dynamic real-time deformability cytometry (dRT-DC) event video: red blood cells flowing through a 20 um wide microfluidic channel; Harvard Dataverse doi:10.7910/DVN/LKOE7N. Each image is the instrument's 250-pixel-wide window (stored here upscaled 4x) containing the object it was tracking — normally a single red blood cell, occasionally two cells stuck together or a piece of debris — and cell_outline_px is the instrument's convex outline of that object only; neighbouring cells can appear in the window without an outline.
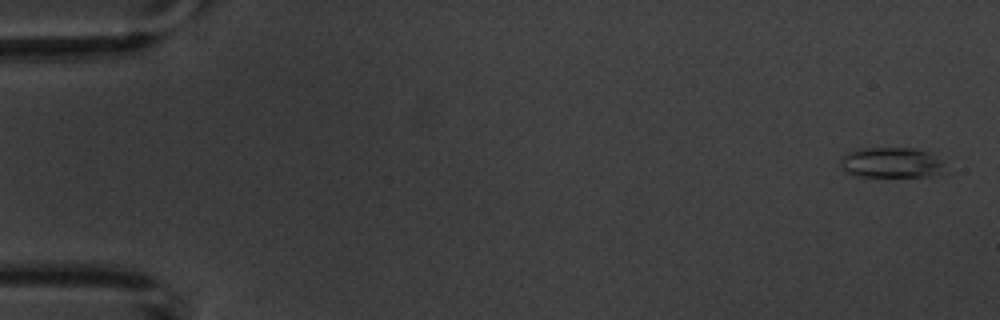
{"species": "common noctule bat (a hibernating species)", "species_latin": "Nyctalus noctula", "temperature_condition": "warm", "stored_images_in_passage": 5, "camera_frame_rate_fps": 3000, "um_per_image_px": 0.085, "animal": {"sex": "male", "body_mass_g": 20.1, "forearm_length_mm": 53.5}, "frame": {"image": 1, "passage_image": 1, "time_ms": 0.0, "image_size_px": [1000, 320], "cell_outline_px": [[940, 172], [932, 176], [856, 176], [844, 172], [840, 168], [840, 160], [848, 152], [860, 148], [916, 148], [932, 152], [940, 160]], "centroid_in_image_um": [75.69, 13.81], "position_along_channel_um": 9.3, "area_um2": 18.44}}